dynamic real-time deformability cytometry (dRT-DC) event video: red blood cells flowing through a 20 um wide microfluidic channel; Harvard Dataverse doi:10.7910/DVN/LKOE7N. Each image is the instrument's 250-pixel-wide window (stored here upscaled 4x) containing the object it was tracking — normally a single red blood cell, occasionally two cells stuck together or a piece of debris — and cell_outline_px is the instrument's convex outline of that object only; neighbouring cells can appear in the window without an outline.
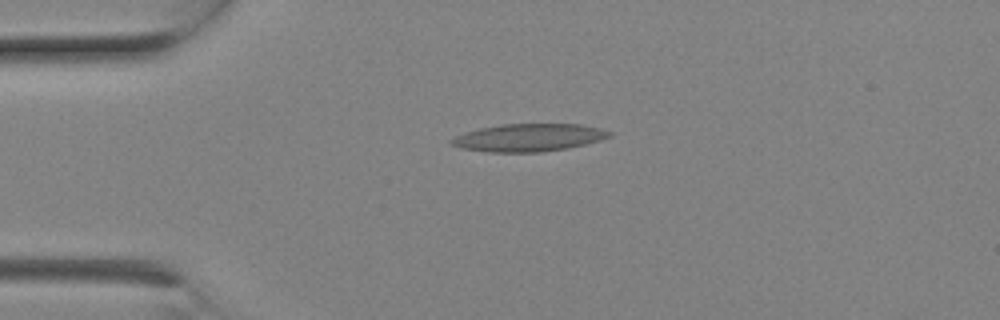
{"species": "Egyptian fruit bat (a non-hibernating species)", "species_latin": "Rousettus aegyptiacus", "temperature_condition": "room temperature", "stored_images_in_passage": 3, "camera_frame_rate_fps": 3000, "um_per_image_px": 0.085, "animal": {"sex": "female"}, "frame": {"image": 1, "passage_image": 2, "time_ms": 0.333, "image_size_px": [1000, 320], "cell_outline_px": [[612, 136], [600, 140], [568, 148], [540, 152], [488, 152], [460, 148], [452, 144], [448, 140], [456, 136], [480, 128], [500, 124], [580, 124], [600, 128], [612, 132]], "centroid_in_image_um": [44.95, 11.69], "position_along_channel_um": 40.0, "area_um2": 25.37}}